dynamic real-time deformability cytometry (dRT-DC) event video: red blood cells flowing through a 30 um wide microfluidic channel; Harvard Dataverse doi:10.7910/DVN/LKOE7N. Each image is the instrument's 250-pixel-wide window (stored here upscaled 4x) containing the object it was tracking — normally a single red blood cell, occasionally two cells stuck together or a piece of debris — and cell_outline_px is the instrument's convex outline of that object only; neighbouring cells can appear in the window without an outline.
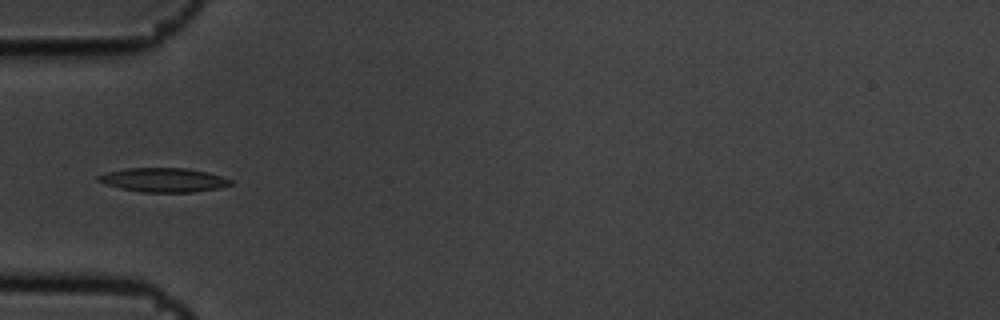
{"species": "common noctule bat (a hibernating species)", "species_latin": "Nyctalus noctula", "temperature_condition": "cold", "stored_images_in_passage": 7, "camera_frame_rate_fps": 3000, "um_per_image_px": 0.085, "animal": {"sex": "male", "body_mass_g": 19.5, "forearm_length_mm": 54.6}, "frame": {"image": 1, "passage_image": 6, "time_ms": 1.667, "image_size_px": [1000, 320], "cell_outline_px": [[232, 184], [220, 188], [192, 192], [140, 192], [120, 188], [104, 184], [96, 180], [96, 176], [108, 172], [124, 168], [188, 168], [208, 172], [232, 180]], "centroid_in_image_um": [13.88, 15.29], "position_along_channel_um": 71.1, "area_um2": 18.67}}
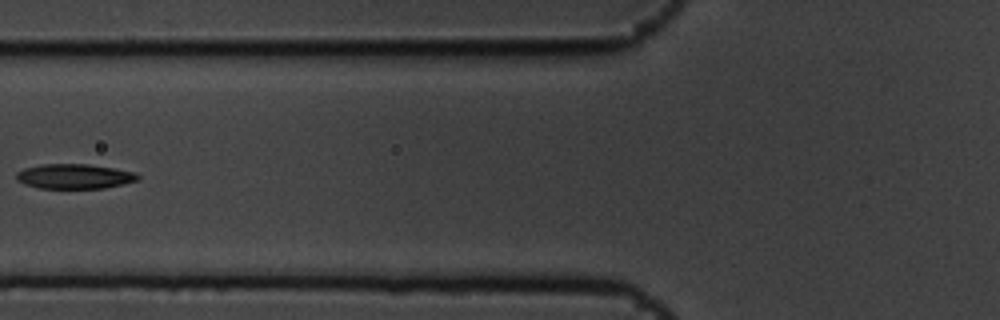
{"frame": {"image": 2, "passage_image": 7, "time_ms": 2.0, "image_size_px": [1000, 320], "cell_outline_px": [[140, 176], [136, 180], [104, 188], [40, 188], [24, 184], [16, 180], [16, 172], [24, 168], [40, 164], [88, 164], [116, 168], [136, 172]], "centroid_in_image_um": [6.29, 14.98], "position_along_channel_um": 119.5, "area_um2": 17.57}}